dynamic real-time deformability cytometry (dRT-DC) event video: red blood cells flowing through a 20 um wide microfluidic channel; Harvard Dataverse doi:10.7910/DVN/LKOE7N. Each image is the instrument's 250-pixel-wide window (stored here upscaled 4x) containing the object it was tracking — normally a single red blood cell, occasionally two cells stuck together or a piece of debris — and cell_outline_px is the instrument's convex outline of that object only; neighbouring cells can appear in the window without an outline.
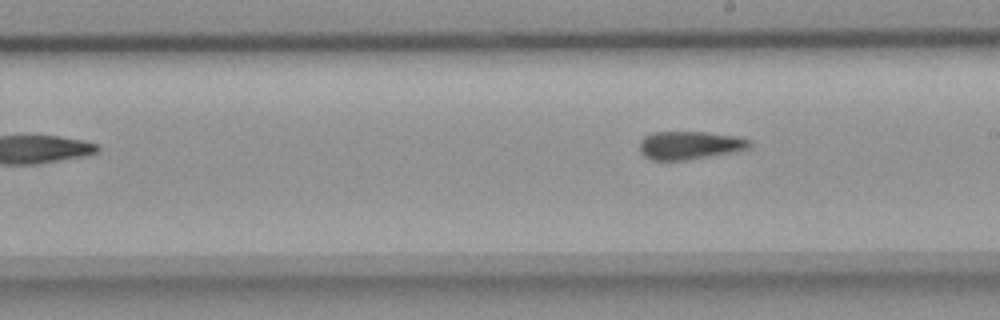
{"species": "common noctule bat (a hibernating species)", "species_latin": "Nyctalus noctula", "temperature_condition": "room temperature", "stored_images_in_passage": 7, "camera_frame_rate_fps": 3000, "um_per_image_px": 0.085, "animal": {"sex": "female", "body_mass_g": 18.4}, "frame": {"image": 1, "passage_image": 7, "time_ms": 2.0, "image_size_px": [1000, 320], "cell_outline_px": [[752, 144], [748, 148], [736, 152], [688, 160], [652, 160], [644, 156], [640, 152], [640, 140], [644, 136], [652, 132], [708, 132], [736, 136], [752, 140]], "centroid_in_image_um": [58.64, 12.35], "position_along_channel_um": 230.4, "area_um2": 18.32}}